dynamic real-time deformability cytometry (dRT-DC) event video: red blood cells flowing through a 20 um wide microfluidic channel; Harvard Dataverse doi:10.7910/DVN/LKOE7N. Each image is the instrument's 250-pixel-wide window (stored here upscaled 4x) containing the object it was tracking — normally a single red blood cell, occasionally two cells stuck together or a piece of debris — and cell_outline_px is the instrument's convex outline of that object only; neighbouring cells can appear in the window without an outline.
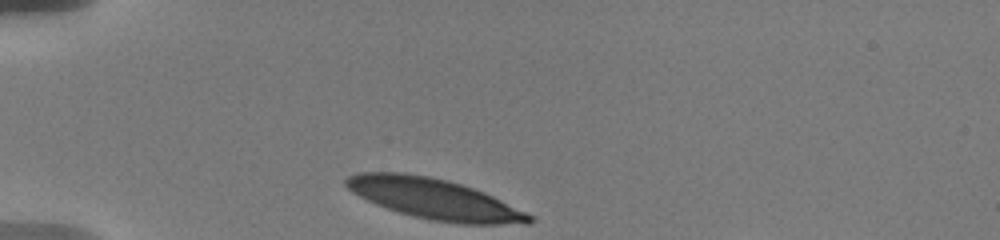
{"species": "human", "species_latin": "Homo sapiens", "temperature_condition": "warm", "stored_images_in_passage": 16, "camera_frame_rate_fps": 3000, "um_per_image_px": 0.085, "donor": {"sex": "male"}, "frame": {"image": 1, "passage_image": 1, "time_ms": 0.0, "image_size_px": [1000, 240], "cell_outline_px": [[532, 220], [528, 224], [460, 224], [432, 220], [400, 212], [376, 204], [352, 192], [344, 184], [344, 180], [348, 176], [356, 172], [404, 172], [428, 176], [448, 180], [484, 192], [532, 216]], "centroid_in_image_um": [36.86, 16.89], "position_along_channel_um": 48.1, "area_um2": 42.71}}
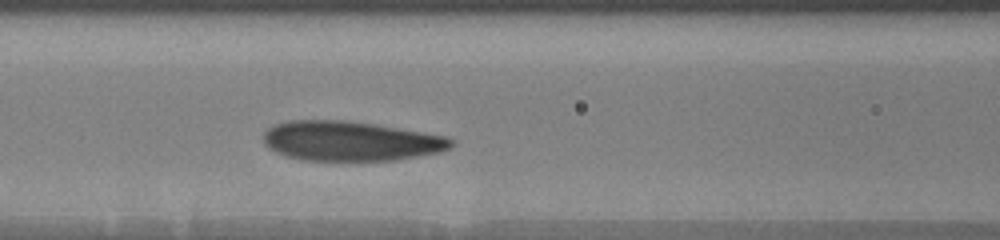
{"frame": {"image": 2, "passage_image": 10, "time_ms": 3.333, "image_size_px": [1000, 240], "cell_outline_px": [[452, 144], [448, 148], [440, 152], [396, 160], [304, 160], [288, 156], [276, 152], [268, 148], [264, 144], [264, 132], [268, 128], [276, 124], [288, 120], [348, 120], [376, 124], [444, 136], [452, 140]], "centroid_in_image_um": [29.75, 11.98], "position_along_channel_um": 136.9, "area_um2": 43.18}}
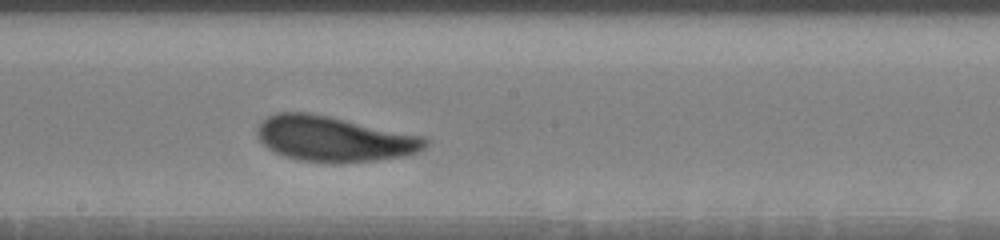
{"frame": {"image": 3, "passage_image": 16, "time_ms": 5.667, "image_size_px": [1000, 240], "cell_outline_px": [[428, 144], [424, 148], [416, 152], [404, 156], [376, 160], [340, 164], [332, 164], [296, 160], [284, 156], [268, 148], [256, 136], [256, 128], [268, 116], [276, 112], [308, 112], [328, 116], [424, 136], [428, 140]], "centroid_in_image_um": [28.37, 11.82], "position_along_channel_um": 219.8, "area_um2": 44.62}}